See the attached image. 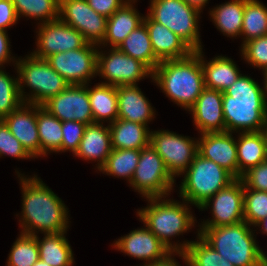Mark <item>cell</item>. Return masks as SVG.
I'll return each mask as SVG.
<instances>
[{"mask_svg":"<svg viewBox=\"0 0 267 266\" xmlns=\"http://www.w3.org/2000/svg\"><path fill=\"white\" fill-rule=\"evenodd\" d=\"M17 175L20 178L23 195L19 218L21 233L36 236L39 232L42 234L67 232L69 211L61 198L37 175L30 178L19 172Z\"/></svg>","mask_w":267,"mask_h":266,"instance_id":"6da1fadb","label":"cell"},{"mask_svg":"<svg viewBox=\"0 0 267 266\" xmlns=\"http://www.w3.org/2000/svg\"><path fill=\"white\" fill-rule=\"evenodd\" d=\"M222 108L227 132H259L267 126L264 89L250 76L241 74L223 92Z\"/></svg>","mask_w":267,"mask_h":266,"instance_id":"7a4b0ae2","label":"cell"},{"mask_svg":"<svg viewBox=\"0 0 267 266\" xmlns=\"http://www.w3.org/2000/svg\"><path fill=\"white\" fill-rule=\"evenodd\" d=\"M152 79L174 104L189 110L205 88L201 50L183 59L161 61Z\"/></svg>","mask_w":267,"mask_h":266,"instance_id":"3957f363","label":"cell"},{"mask_svg":"<svg viewBox=\"0 0 267 266\" xmlns=\"http://www.w3.org/2000/svg\"><path fill=\"white\" fill-rule=\"evenodd\" d=\"M166 197L146 198L148 206L137 211V216L164 245L173 253H184L192 241L172 243L173 237L189 231L195 226V217L191 213L190 205L182 199H165ZM189 205V206H188ZM190 207V208H189Z\"/></svg>","mask_w":267,"mask_h":266,"instance_id":"277c9868","label":"cell"},{"mask_svg":"<svg viewBox=\"0 0 267 266\" xmlns=\"http://www.w3.org/2000/svg\"><path fill=\"white\" fill-rule=\"evenodd\" d=\"M250 225L200 227L198 235L234 266H267V256L257 244Z\"/></svg>","mask_w":267,"mask_h":266,"instance_id":"5b68a950","label":"cell"},{"mask_svg":"<svg viewBox=\"0 0 267 266\" xmlns=\"http://www.w3.org/2000/svg\"><path fill=\"white\" fill-rule=\"evenodd\" d=\"M25 57L17 59L15 64L19 93L23 102L43 105L69 86V83L45 59L36 58L32 54ZM25 86L30 88L31 93L25 94L27 93L24 92Z\"/></svg>","mask_w":267,"mask_h":266,"instance_id":"8992f818","label":"cell"},{"mask_svg":"<svg viewBox=\"0 0 267 266\" xmlns=\"http://www.w3.org/2000/svg\"><path fill=\"white\" fill-rule=\"evenodd\" d=\"M183 174L179 189L180 197L198 209L214 194L236 179L225 168L199 154Z\"/></svg>","mask_w":267,"mask_h":266,"instance_id":"52a82bcc","label":"cell"},{"mask_svg":"<svg viewBox=\"0 0 267 266\" xmlns=\"http://www.w3.org/2000/svg\"><path fill=\"white\" fill-rule=\"evenodd\" d=\"M149 8L147 15L152 20L177 34L193 51L203 49L198 29L200 12L183 0H150Z\"/></svg>","mask_w":267,"mask_h":266,"instance_id":"ba28073f","label":"cell"},{"mask_svg":"<svg viewBox=\"0 0 267 266\" xmlns=\"http://www.w3.org/2000/svg\"><path fill=\"white\" fill-rule=\"evenodd\" d=\"M175 182L151 144L140 150L138 165L129 183L136 192L145 198L168 197Z\"/></svg>","mask_w":267,"mask_h":266,"instance_id":"9c48e42d","label":"cell"},{"mask_svg":"<svg viewBox=\"0 0 267 266\" xmlns=\"http://www.w3.org/2000/svg\"><path fill=\"white\" fill-rule=\"evenodd\" d=\"M196 140V141H195ZM150 144L175 179L188 169L198 154V141L168 130L150 131Z\"/></svg>","mask_w":267,"mask_h":266,"instance_id":"30bf717a","label":"cell"},{"mask_svg":"<svg viewBox=\"0 0 267 266\" xmlns=\"http://www.w3.org/2000/svg\"><path fill=\"white\" fill-rule=\"evenodd\" d=\"M105 52L98 49L96 67V75L106 80L103 84L116 87L138 85L140 80L149 76L152 78L153 72L144 63L128 56L117 47H111L110 53Z\"/></svg>","mask_w":267,"mask_h":266,"instance_id":"8fae6325","label":"cell"},{"mask_svg":"<svg viewBox=\"0 0 267 266\" xmlns=\"http://www.w3.org/2000/svg\"><path fill=\"white\" fill-rule=\"evenodd\" d=\"M97 45L86 43L82 48L55 53L45 60L69 84H89L96 75Z\"/></svg>","mask_w":267,"mask_h":266,"instance_id":"7c38bea8","label":"cell"},{"mask_svg":"<svg viewBox=\"0 0 267 266\" xmlns=\"http://www.w3.org/2000/svg\"><path fill=\"white\" fill-rule=\"evenodd\" d=\"M212 208V219L203 220L200 227H218L234 225L244 221V184L236 178L227 187L221 189L204 204L199 210Z\"/></svg>","mask_w":267,"mask_h":266,"instance_id":"4fadbf2b","label":"cell"},{"mask_svg":"<svg viewBox=\"0 0 267 266\" xmlns=\"http://www.w3.org/2000/svg\"><path fill=\"white\" fill-rule=\"evenodd\" d=\"M59 19L80 32L87 43L99 46L105 38L108 18L86 0H59Z\"/></svg>","mask_w":267,"mask_h":266,"instance_id":"5bb4252c","label":"cell"},{"mask_svg":"<svg viewBox=\"0 0 267 266\" xmlns=\"http://www.w3.org/2000/svg\"><path fill=\"white\" fill-rule=\"evenodd\" d=\"M36 49L31 54L46 59L52 54L77 50L87 42L83 35L60 19L38 24Z\"/></svg>","mask_w":267,"mask_h":266,"instance_id":"9a60e30c","label":"cell"},{"mask_svg":"<svg viewBox=\"0 0 267 266\" xmlns=\"http://www.w3.org/2000/svg\"><path fill=\"white\" fill-rule=\"evenodd\" d=\"M42 106L62 122L70 120L87 125L94 123L87 84H69L64 91L51 97Z\"/></svg>","mask_w":267,"mask_h":266,"instance_id":"2e32d148","label":"cell"},{"mask_svg":"<svg viewBox=\"0 0 267 266\" xmlns=\"http://www.w3.org/2000/svg\"><path fill=\"white\" fill-rule=\"evenodd\" d=\"M111 246L128 256L145 260L144 265L165 260L173 253L146 226L130 231Z\"/></svg>","mask_w":267,"mask_h":266,"instance_id":"e0dca14e","label":"cell"},{"mask_svg":"<svg viewBox=\"0 0 267 266\" xmlns=\"http://www.w3.org/2000/svg\"><path fill=\"white\" fill-rule=\"evenodd\" d=\"M231 132L201 134L198 154L211 160L238 178L237 144Z\"/></svg>","mask_w":267,"mask_h":266,"instance_id":"ac0fdd59","label":"cell"},{"mask_svg":"<svg viewBox=\"0 0 267 266\" xmlns=\"http://www.w3.org/2000/svg\"><path fill=\"white\" fill-rule=\"evenodd\" d=\"M10 132L33 157H40V138L37 127V105L22 102L3 119Z\"/></svg>","mask_w":267,"mask_h":266,"instance_id":"d6986e66","label":"cell"},{"mask_svg":"<svg viewBox=\"0 0 267 266\" xmlns=\"http://www.w3.org/2000/svg\"><path fill=\"white\" fill-rule=\"evenodd\" d=\"M222 99L223 92L205 87L188 110L201 134L226 131Z\"/></svg>","mask_w":267,"mask_h":266,"instance_id":"ffe728a7","label":"cell"},{"mask_svg":"<svg viewBox=\"0 0 267 266\" xmlns=\"http://www.w3.org/2000/svg\"><path fill=\"white\" fill-rule=\"evenodd\" d=\"M143 22L148 29L153 52L160 61L183 59L193 52L177 34L148 15Z\"/></svg>","mask_w":267,"mask_h":266,"instance_id":"44dd1931","label":"cell"},{"mask_svg":"<svg viewBox=\"0 0 267 266\" xmlns=\"http://www.w3.org/2000/svg\"><path fill=\"white\" fill-rule=\"evenodd\" d=\"M118 119L147 125L155 111L137 85L117 86Z\"/></svg>","mask_w":267,"mask_h":266,"instance_id":"7402d4cb","label":"cell"},{"mask_svg":"<svg viewBox=\"0 0 267 266\" xmlns=\"http://www.w3.org/2000/svg\"><path fill=\"white\" fill-rule=\"evenodd\" d=\"M111 151L112 143L109 125L104 126L103 123H93L86 126L79 149L74 156L86 161L92 160L96 162L97 160L98 165L96 164V168L100 170Z\"/></svg>","mask_w":267,"mask_h":266,"instance_id":"603a6c76","label":"cell"},{"mask_svg":"<svg viewBox=\"0 0 267 266\" xmlns=\"http://www.w3.org/2000/svg\"><path fill=\"white\" fill-rule=\"evenodd\" d=\"M136 1L128 0L108 18L105 38L99 47L105 48L107 45L118 47L133 30L143 23L145 16H140L133 5Z\"/></svg>","mask_w":267,"mask_h":266,"instance_id":"cb8c5ba5","label":"cell"},{"mask_svg":"<svg viewBox=\"0 0 267 266\" xmlns=\"http://www.w3.org/2000/svg\"><path fill=\"white\" fill-rule=\"evenodd\" d=\"M108 125L112 149L141 150L150 144L148 125L118 118Z\"/></svg>","mask_w":267,"mask_h":266,"instance_id":"d4e9b609","label":"cell"},{"mask_svg":"<svg viewBox=\"0 0 267 266\" xmlns=\"http://www.w3.org/2000/svg\"><path fill=\"white\" fill-rule=\"evenodd\" d=\"M201 65L204 72L205 87L221 92L229 88L242 74L235 61L226 56L219 55L210 61H205L202 49Z\"/></svg>","mask_w":267,"mask_h":266,"instance_id":"484cf974","label":"cell"},{"mask_svg":"<svg viewBox=\"0 0 267 266\" xmlns=\"http://www.w3.org/2000/svg\"><path fill=\"white\" fill-rule=\"evenodd\" d=\"M238 134V178H241L249 169L265 162L266 143L264 130Z\"/></svg>","mask_w":267,"mask_h":266,"instance_id":"4316f807","label":"cell"},{"mask_svg":"<svg viewBox=\"0 0 267 266\" xmlns=\"http://www.w3.org/2000/svg\"><path fill=\"white\" fill-rule=\"evenodd\" d=\"M87 88L94 123L114 122L118 118L117 87L98 83L93 88L87 84Z\"/></svg>","mask_w":267,"mask_h":266,"instance_id":"83f0119b","label":"cell"},{"mask_svg":"<svg viewBox=\"0 0 267 266\" xmlns=\"http://www.w3.org/2000/svg\"><path fill=\"white\" fill-rule=\"evenodd\" d=\"M66 233L44 234L41 240L36 235L39 259L50 266H73L74 254L65 236Z\"/></svg>","mask_w":267,"mask_h":266,"instance_id":"f1b7e54d","label":"cell"},{"mask_svg":"<svg viewBox=\"0 0 267 266\" xmlns=\"http://www.w3.org/2000/svg\"><path fill=\"white\" fill-rule=\"evenodd\" d=\"M117 48L144 63L152 72L161 62L153 52L149 32L144 22L133 30Z\"/></svg>","mask_w":267,"mask_h":266,"instance_id":"f546056e","label":"cell"},{"mask_svg":"<svg viewBox=\"0 0 267 266\" xmlns=\"http://www.w3.org/2000/svg\"><path fill=\"white\" fill-rule=\"evenodd\" d=\"M37 127L40 138V156L62 151V121L42 105H37Z\"/></svg>","mask_w":267,"mask_h":266,"instance_id":"4dcf8cb0","label":"cell"},{"mask_svg":"<svg viewBox=\"0 0 267 266\" xmlns=\"http://www.w3.org/2000/svg\"><path fill=\"white\" fill-rule=\"evenodd\" d=\"M246 0H230L210 9L214 26L227 37H240Z\"/></svg>","mask_w":267,"mask_h":266,"instance_id":"1f68e13d","label":"cell"},{"mask_svg":"<svg viewBox=\"0 0 267 266\" xmlns=\"http://www.w3.org/2000/svg\"><path fill=\"white\" fill-rule=\"evenodd\" d=\"M140 150L112 149L100 172L114 177L126 178L130 183L138 165Z\"/></svg>","mask_w":267,"mask_h":266,"instance_id":"d6a6232c","label":"cell"},{"mask_svg":"<svg viewBox=\"0 0 267 266\" xmlns=\"http://www.w3.org/2000/svg\"><path fill=\"white\" fill-rule=\"evenodd\" d=\"M267 35V7L258 0H246L240 36L241 46L258 37Z\"/></svg>","mask_w":267,"mask_h":266,"instance_id":"836d02e7","label":"cell"},{"mask_svg":"<svg viewBox=\"0 0 267 266\" xmlns=\"http://www.w3.org/2000/svg\"><path fill=\"white\" fill-rule=\"evenodd\" d=\"M197 241H192L184 253H176L187 266H234L198 234Z\"/></svg>","mask_w":267,"mask_h":266,"instance_id":"e575fe53","label":"cell"},{"mask_svg":"<svg viewBox=\"0 0 267 266\" xmlns=\"http://www.w3.org/2000/svg\"><path fill=\"white\" fill-rule=\"evenodd\" d=\"M12 3L18 19L35 18L40 20L38 24L59 19V0H12Z\"/></svg>","mask_w":267,"mask_h":266,"instance_id":"d590c367","label":"cell"},{"mask_svg":"<svg viewBox=\"0 0 267 266\" xmlns=\"http://www.w3.org/2000/svg\"><path fill=\"white\" fill-rule=\"evenodd\" d=\"M38 260L36 236L20 233L9 253L7 266H32Z\"/></svg>","mask_w":267,"mask_h":266,"instance_id":"8d00e7d4","label":"cell"},{"mask_svg":"<svg viewBox=\"0 0 267 266\" xmlns=\"http://www.w3.org/2000/svg\"><path fill=\"white\" fill-rule=\"evenodd\" d=\"M22 102L18 77H11L0 68V120L7 117Z\"/></svg>","mask_w":267,"mask_h":266,"instance_id":"74e56055","label":"cell"},{"mask_svg":"<svg viewBox=\"0 0 267 266\" xmlns=\"http://www.w3.org/2000/svg\"><path fill=\"white\" fill-rule=\"evenodd\" d=\"M267 217V192L244 189V221L256 226Z\"/></svg>","mask_w":267,"mask_h":266,"instance_id":"f35d334b","label":"cell"},{"mask_svg":"<svg viewBox=\"0 0 267 266\" xmlns=\"http://www.w3.org/2000/svg\"><path fill=\"white\" fill-rule=\"evenodd\" d=\"M241 53L244 60L255 67L267 69V35L252 39L241 46Z\"/></svg>","mask_w":267,"mask_h":266,"instance_id":"ab89813d","label":"cell"},{"mask_svg":"<svg viewBox=\"0 0 267 266\" xmlns=\"http://www.w3.org/2000/svg\"><path fill=\"white\" fill-rule=\"evenodd\" d=\"M5 155L16 159H33L20 141L12 135L8 126L0 120V157Z\"/></svg>","mask_w":267,"mask_h":266,"instance_id":"60d3db41","label":"cell"},{"mask_svg":"<svg viewBox=\"0 0 267 266\" xmlns=\"http://www.w3.org/2000/svg\"><path fill=\"white\" fill-rule=\"evenodd\" d=\"M87 124L78 121L62 122V152L71 151L74 155L79 149Z\"/></svg>","mask_w":267,"mask_h":266,"instance_id":"b9f144b4","label":"cell"},{"mask_svg":"<svg viewBox=\"0 0 267 266\" xmlns=\"http://www.w3.org/2000/svg\"><path fill=\"white\" fill-rule=\"evenodd\" d=\"M244 189H254L267 192V162L252 167L240 178Z\"/></svg>","mask_w":267,"mask_h":266,"instance_id":"7bdbcfd3","label":"cell"},{"mask_svg":"<svg viewBox=\"0 0 267 266\" xmlns=\"http://www.w3.org/2000/svg\"><path fill=\"white\" fill-rule=\"evenodd\" d=\"M89 6L98 14L109 18L128 0H86Z\"/></svg>","mask_w":267,"mask_h":266,"instance_id":"ee69618b","label":"cell"},{"mask_svg":"<svg viewBox=\"0 0 267 266\" xmlns=\"http://www.w3.org/2000/svg\"><path fill=\"white\" fill-rule=\"evenodd\" d=\"M18 20L12 0H0V30L7 31Z\"/></svg>","mask_w":267,"mask_h":266,"instance_id":"f6af8a7d","label":"cell"},{"mask_svg":"<svg viewBox=\"0 0 267 266\" xmlns=\"http://www.w3.org/2000/svg\"><path fill=\"white\" fill-rule=\"evenodd\" d=\"M11 54L7 31L0 30V68L4 67L5 63L7 64L11 61L15 66L17 60L15 57H12Z\"/></svg>","mask_w":267,"mask_h":266,"instance_id":"bcb514c9","label":"cell"},{"mask_svg":"<svg viewBox=\"0 0 267 266\" xmlns=\"http://www.w3.org/2000/svg\"><path fill=\"white\" fill-rule=\"evenodd\" d=\"M175 253L170 254L165 260H162L160 262L152 263L149 265H142V266H181L178 264L177 261H175Z\"/></svg>","mask_w":267,"mask_h":266,"instance_id":"7dc6e473","label":"cell"},{"mask_svg":"<svg viewBox=\"0 0 267 266\" xmlns=\"http://www.w3.org/2000/svg\"><path fill=\"white\" fill-rule=\"evenodd\" d=\"M187 5L196 9L198 12H203V8L208 3L209 0H183Z\"/></svg>","mask_w":267,"mask_h":266,"instance_id":"c3c4849f","label":"cell"},{"mask_svg":"<svg viewBox=\"0 0 267 266\" xmlns=\"http://www.w3.org/2000/svg\"><path fill=\"white\" fill-rule=\"evenodd\" d=\"M255 227H259L262 230L260 231L261 233L267 234V217L261 220Z\"/></svg>","mask_w":267,"mask_h":266,"instance_id":"681fc988","label":"cell"},{"mask_svg":"<svg viewBox=\"0 0 267 266\" xmlns=\"http://www.w3.org/2000/svg\"><path fill=\"white\" fill-rule=\"evenodd\" d=\"M262 73L264 75L263 89H264V92H265V99H266V102H267V69L265 71H263Z\"/></svg>","mask_w":267,"mask_h":266,"instance_id":"f907efd6","label":"cell"},{"mask_svg":"<svg viewBox=\"0 0 267 266\" xmlns=\"http://www.w3.org/2000/svg\"><path fill=\"white\" fill-rule=\"evenodd\" d=\"M32 266H50V265L47 264L46 262L42 261L41 259H39Z\"/></svg>","mask_w":267,"mask_h":266,"instance_id":"816d5d0a","label":"cell"},{"mask_svg":"<svg viewBox=\"0 0 267 266\" xmlns=\"http://www.w3.org/2000/svg\"><path fill=\"white\" fill-rule=\"evenodd\" d=\"M264 134H265V143H266L265 161L267 162V126L264 129Z\"/></svg>","mask_w":267,"mask_h":266,"instance_id":"f5cc1de1","label":"cell"}]
</instances>
